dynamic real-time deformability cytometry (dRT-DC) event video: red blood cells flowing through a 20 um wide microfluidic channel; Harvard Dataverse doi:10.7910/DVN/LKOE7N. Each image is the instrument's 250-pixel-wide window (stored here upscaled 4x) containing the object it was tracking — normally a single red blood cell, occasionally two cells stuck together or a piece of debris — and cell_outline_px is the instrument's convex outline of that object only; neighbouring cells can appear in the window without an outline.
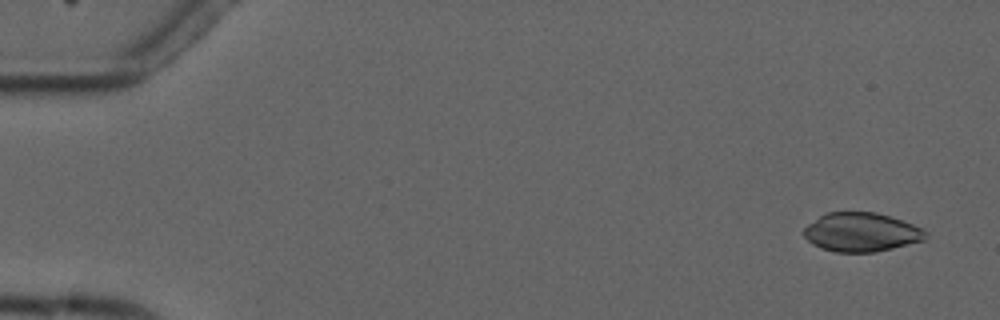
{"species": "common noctule bat (a hibernating species)", "species_latin": "Nyctalus noctula", "temperature_condition": "cold", "stored_images_in_passage": 4, "camera_frame_rate_fps": 3000, "um_per_image_px": 0.085, "animal": {"sex": "male", "forearm_length_mm": 52.5}, "frame": {"image": 1, "passage_image": 1, "time_ms": 0.0, "image_size_px": [1000, 320], "cell_outline_px": [[928, 236], [924, 240], [876, 252], [836, 252], [820, 248], [812, 244], [804, 236], [804, 228], [808, 224], [820, 216], [828, 212], [876, 212], [912, 224], [928, 232]], "centroid_in_image_um": [73.2, 19.74], "position_along_channel_um": 11.8, "area_um2": 27.46}}